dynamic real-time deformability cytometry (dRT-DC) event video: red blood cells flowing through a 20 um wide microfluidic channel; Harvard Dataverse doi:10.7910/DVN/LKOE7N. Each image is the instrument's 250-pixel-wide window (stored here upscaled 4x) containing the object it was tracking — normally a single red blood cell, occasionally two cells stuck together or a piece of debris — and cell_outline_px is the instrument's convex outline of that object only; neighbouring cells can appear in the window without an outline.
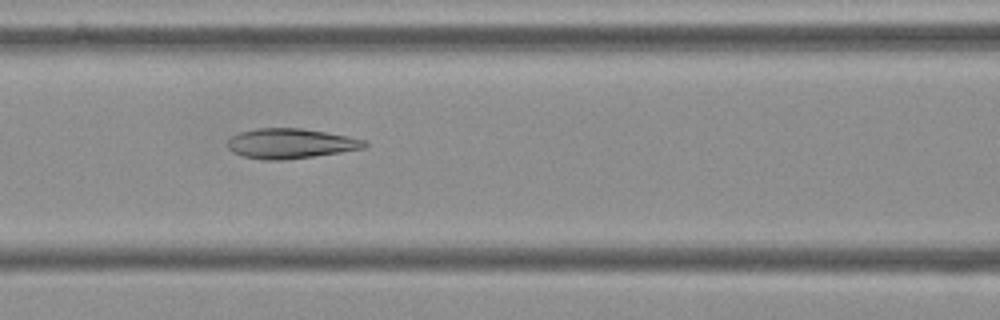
{"species": "Egyptian fruit bat (a non-hibernating species)", "species_latin": "Rousettus aegyptiacus", "temperature_condition": "cold", "stored_images_in_passage": 7, "camera_frame_rate_fps": 3000, "um_per_image_px": 0.085, "frame": {"image": 1, "passage_image": 7, "time_ms": 2.0, "image_size_px": [1000, 320], "cell_outline_px": [[368, 144], [364, 148], [340, 152], [284, 160], [264, 160], [244, 156], [232, 152], [228, 148], [228, 140], [232, 136], [240, 132], [256, 128], [300, 128], [348, 136], [368, 140]], "centroid_in_image_um": [24.7, 12.19], "position_along_channel_um": 141.9, "area_um2": 23.81}}